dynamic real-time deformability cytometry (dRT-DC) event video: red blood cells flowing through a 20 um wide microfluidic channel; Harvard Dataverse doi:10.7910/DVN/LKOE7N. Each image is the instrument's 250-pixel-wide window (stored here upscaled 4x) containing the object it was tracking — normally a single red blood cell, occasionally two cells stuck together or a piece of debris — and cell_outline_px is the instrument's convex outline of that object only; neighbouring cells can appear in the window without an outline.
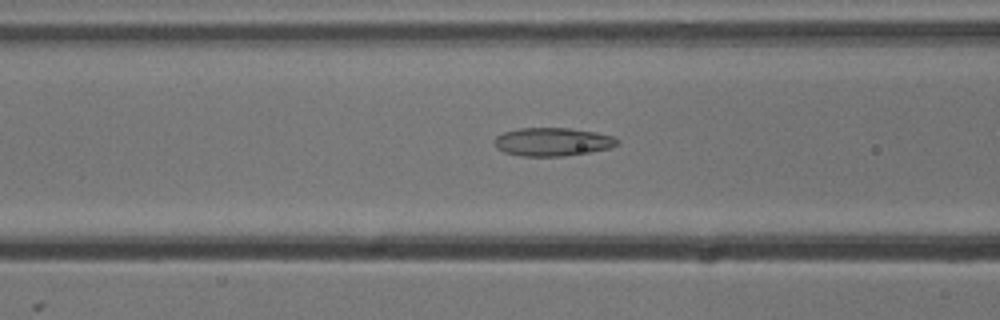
{"species": "common noctule bat (a hibernating species)", "species_latin": "Nyctalus noctula", "temperature_condition": "cold", "stored_images_in_passage": 25, "camera_frame_rate_fps": 3000, "um_per_image_px": 0.085, "animal": {"sex": "male", "body_mass_g": 13.3}, "frame": {"image": 1, "passage_image": 21, "time_ms": 6.667, "image_size_px": [1000, 320], "cell_outline_px": [[620, 140], [612, 148], [592, 152], [564, 156], [520, 156], [504, 152], [496, 148], [492, 140], [496, 136], [504, 132], [516, 128], [568, 128], [596, 132], [612, 136]], "centroid_in_image_um": [46.94, 12.06], "position_along_channel_um": 119.7, "area_um2": 20.52}}
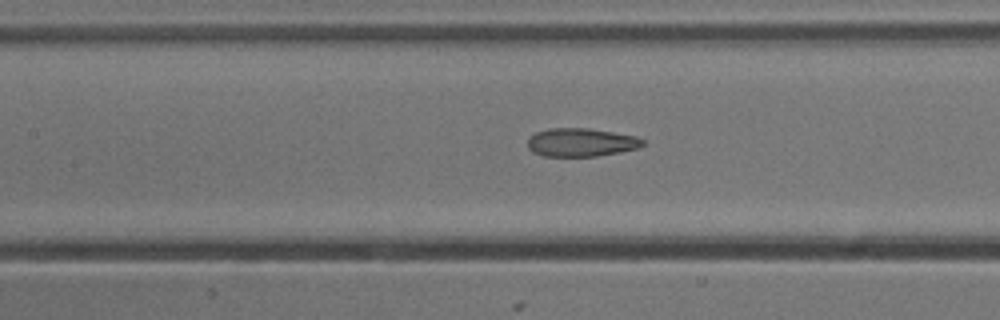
{"frame": {"image": 2, "passage_image": 24, "time_ms": 7.667, "image_size_px": [1000, 320], "cell_outline_px": [[644, 144], [640, 148], [620, 152], [596, 156], [544, 156], [532, 152], [528, 148], [528, 140], [536, 132], [548, 128], [588, 128], [636, 136], [644, 140]], "centroid_in_image_um": [49.4, 12.1], "position_along_channel_um": 158.0, "area_um2": 19.02}}